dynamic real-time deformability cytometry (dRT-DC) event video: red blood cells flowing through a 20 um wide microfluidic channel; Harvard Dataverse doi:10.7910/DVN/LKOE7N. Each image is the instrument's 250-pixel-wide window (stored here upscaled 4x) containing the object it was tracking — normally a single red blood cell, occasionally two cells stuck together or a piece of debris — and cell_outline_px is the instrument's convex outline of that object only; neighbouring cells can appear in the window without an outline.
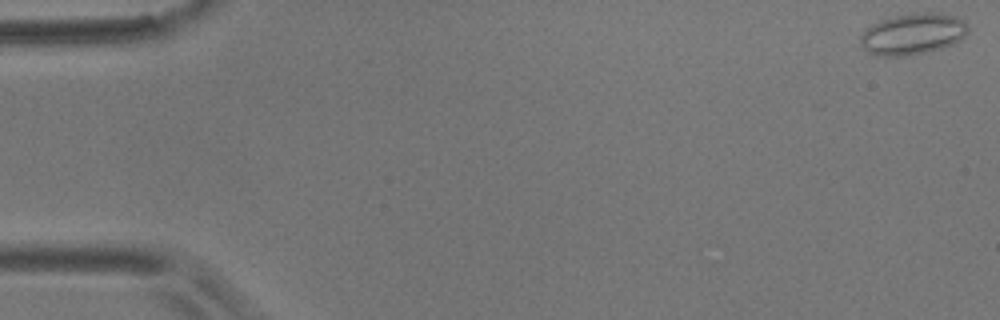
{"species": "common noctule bat (a hibernating species)", "species_latin": "Nyctalus noctula", "temperature_condition": "room temperature", "stored_images_in_passage": 57, "camera_frame_rate_fps": 3000, "um_per_image_px": 0.085, "animal": {"sex": "male", "body_mass_g": 17.9}, "frame": {"image": 1, "passage_image": 1, "time_ms": 0.0, "image_size_px": [1000, 320], "cell_outline_px": [[968, 32], [960, 40], [952, 44], [940, 48], [924, 52], [904, 56], [876, 56], [868, 52], [860, 44], [860, 36], [872, 24], [880, 20], [896, 16], [920, 12], [936, 12], [956, 16], [964, 20], [968, 24]], "centroid_in_image_um": [77.6, 2.88], "position_along_channel_um": 7.4, "area_um2": 25.84}}
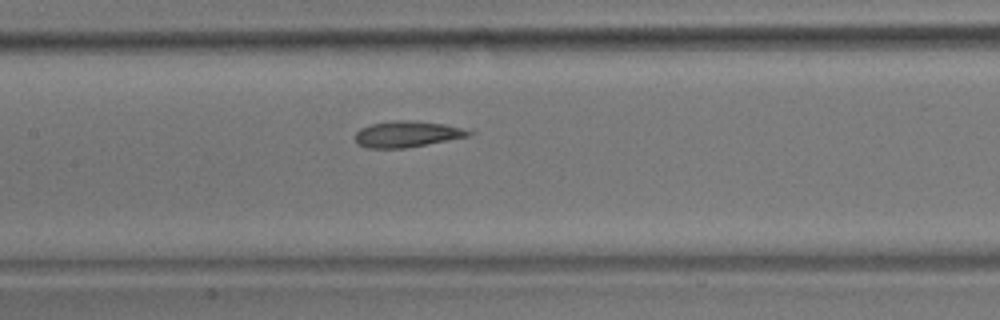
{"frame": {"image": 2, "passage_image": 27, "time_ms": 8.667, "image_size_px": [1000, 320], "cell_outline_px": [[476, 132], [468, 136], [448, 140], [404, 148], [364, 148], [356, 144], [356, 132], [360, 128], [372, 124], [392, 120], [416, 120], [444, 124]], "centroid_in_image_um": [34.56, 11.39], "position_along_channel_um": 172.8, "area_um2": 17.28}}
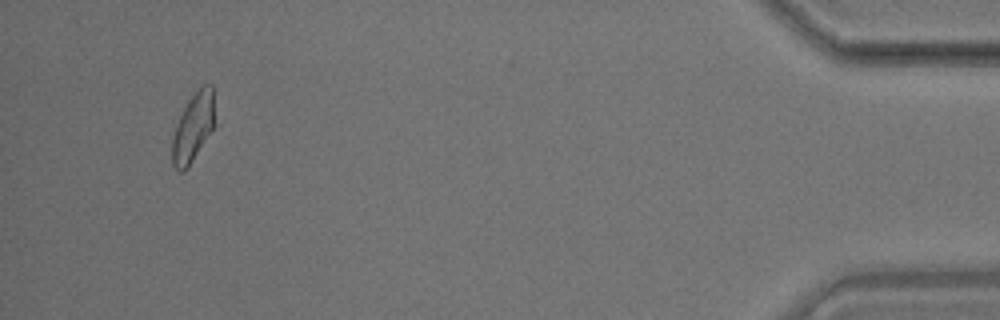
{"frame": {"image": 3, "passage_image": 54, "time_ms": 17.667, "image_size_px": [1000, 320], "cell_outline_px": [[212, 128], [188, 168], [184, 172], [180, 172], [172, 164], [172, 140], [176, 124], [188, 100], [204, 84], [212, 84]], "centroid_in_image_um": [16.36, 10.88], "position_along_channel_um": 418.8, "area_um2": 16.24}, "authors_computed_cell_mechanics": {"area_um2": 18.6116, "velocity_mm_per_s": 3.521, "shape_relaxation_time_tau1_ms": null, "shape_relaxation_time_tau2_ms": 2.2295, "deformation_change_tau1": null, "deformation_change_tau2": 0.1117}}